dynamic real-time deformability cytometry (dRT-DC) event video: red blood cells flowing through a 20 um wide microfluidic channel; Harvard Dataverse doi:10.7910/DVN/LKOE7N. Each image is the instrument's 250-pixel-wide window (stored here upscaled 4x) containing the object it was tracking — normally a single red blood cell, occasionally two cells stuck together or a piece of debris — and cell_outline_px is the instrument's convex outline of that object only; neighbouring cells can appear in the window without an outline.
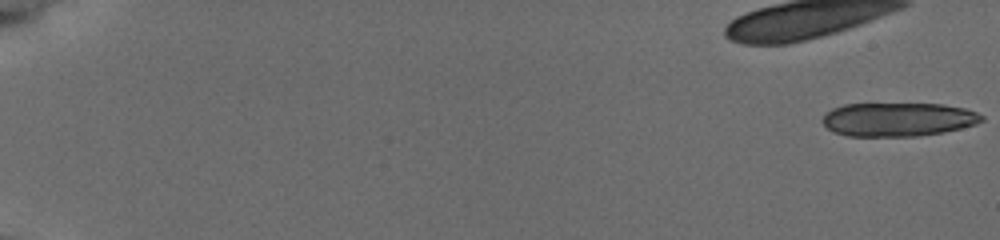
{"species": "common noctule bat (a hibernating species)", "species_latin": "Nyctalus noctula", "temperature_condition": "cold", "stored_images_in_passage": 24, "camera_frame_rate_fps": 3000, "um_per_image_px": 0.085, "animal": {"sex": "female", "body_mass_g": 19.5, "forearm_length_mm": 54.1}, "frame": {"image": 1, "passage_image": 1, "time_ms": 0.0, "image_size_px": [1000, 240], "cell_outline_px": [[984, 120], [976, 124], [944, 132], [920, 136], [848, 136], [832, 132], [820, 120], [832, 108], [844, 104], [940, 104], [964, 108], [976, 112], [984, 116]], "centroid_in_image_um": [76.33, 10.15], "position_along_channel_um": 8.7, "area_um2": 31.33}}